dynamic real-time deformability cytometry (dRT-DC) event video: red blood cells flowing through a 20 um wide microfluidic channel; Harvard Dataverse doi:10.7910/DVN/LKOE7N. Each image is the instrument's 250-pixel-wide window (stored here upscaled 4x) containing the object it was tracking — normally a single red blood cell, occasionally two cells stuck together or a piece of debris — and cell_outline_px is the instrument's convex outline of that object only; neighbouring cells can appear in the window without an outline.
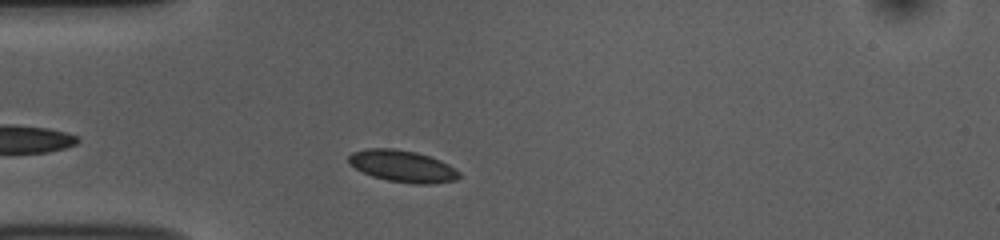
{"species": "common noctule bat (a hibernating species)", "species_latin": "Nyctalus noctula", "temperature_condition": "room temperature", "stored_images_in_passage": 32, "camera_frame_rate_fps": 3000, "um_per_image_px": 0.085, "animal": {"sex": "female", "body_mass_g": 10.0, "forearm_length_mm": 53.1}, "frame": {"image": 1, "passage_image": 3, "time_ms": 0.667, "image_size_px": [1000, 240], "cell_outline_px": [[460, 176], [456, 180], [432, 184], [412, 184], [388, 180], [372, 176], [356, 168], [348, 160], [348, 156], [352, 152], [368, 148], [392, 148], [416, 152], [440, 160], [448, 164], [460, 172]], "centroid_in_image_um": [34.24, 14.13], "position_along_channel_um": 50.8, "area_um2": 20.35}}
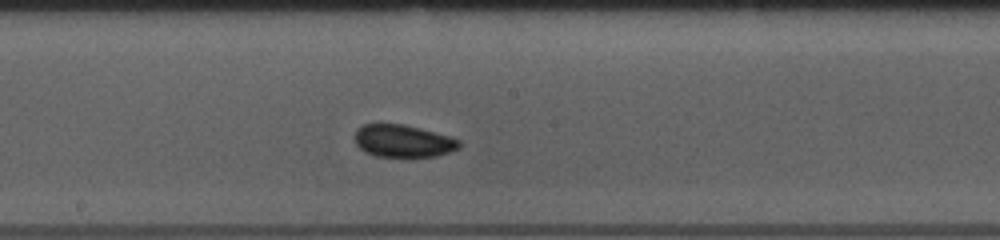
{"frame": {"image": 2, "passage_image": 17, "time_ms": 5.333, "image_size_px": [1000, 240], "cell_outline_px": [[460, 148], [436, 156], [376, 156], [364, 152], [356, 144], [356, 128], [364, 124], [404, 124], [448, 136], [460, 140]], "centroid_in_image_um": [34.24, 11.98], "position_along_channel_um": 214.0, "area_um2": 19.48}}
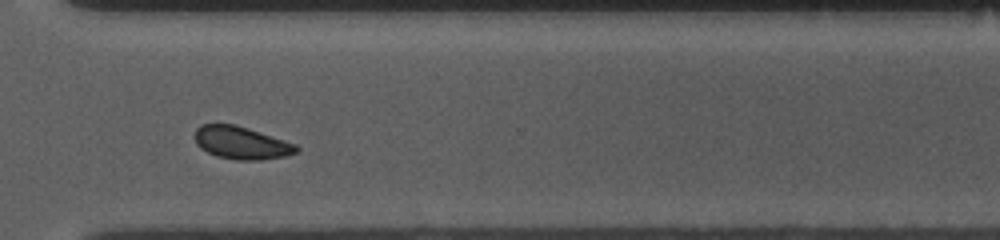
{"frame": {"image": 3, "passage_image": 28, "time_ms": 9.0, "image_size_px": [1000, 240], "cell_outline_px": [[300, 148], [296, 152], [284, 156], [260, 160], [236, 160], [216, 156], [200, 148], [196, 144], [196, 128], [200, 124], [232, 124], [284, 140], [296, 144]], "centroid_in_image_um": [20.49, 12.15], "position_along_channel_um": 350.1, "area_um2": 19.02}, "authors_computed_cell_mechanics": {"area_um2": 19.5075, "velocity_mm_per_s": 3.7145, "shape_relaxation_time_tau1_ms": null, "shape_relaxation_time_tau2_ms": 2.8423, "deformation_change_tau1": null, "deformation_change_tau2": 0.0555}}